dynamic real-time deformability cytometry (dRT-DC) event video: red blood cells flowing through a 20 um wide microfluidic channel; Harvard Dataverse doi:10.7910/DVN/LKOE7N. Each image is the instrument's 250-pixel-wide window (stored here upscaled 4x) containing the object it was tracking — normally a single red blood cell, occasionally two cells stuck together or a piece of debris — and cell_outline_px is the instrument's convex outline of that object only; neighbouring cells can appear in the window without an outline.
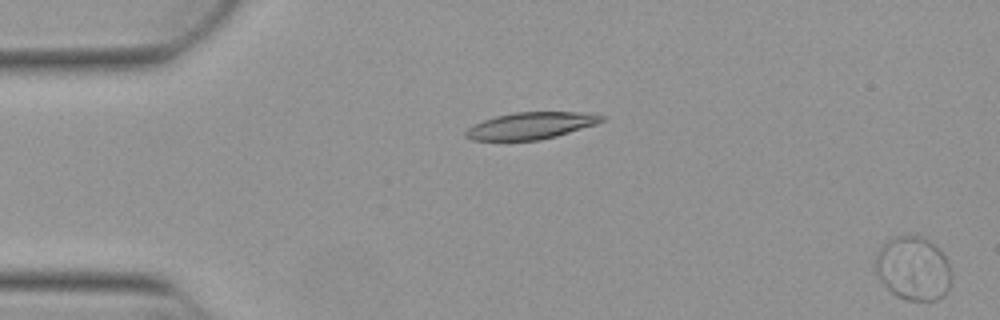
{"species": "Egyptian fruit bat (a non-hibernating species)", "species_latin": "Rousettus aegyptiacus", "temperature_condition": "warm", "stored_images_in_passage": 8, "camera_frame_rate_fps": 3000, "um_per_image_px": 0.085, "animal": {"sex": "female"}, "frame": {"image": 1, "passage_image": 1, "time_ms": 0.0, "image_size_px": [1000, 320], "cell_outline_px": [[952, 280], [944, 296], [936, 300], [904, 300], [896, 296], [880, 280], [876, 272], [876, 256], [880, 248], [888, 240], [896, 236], [916, 236], [928, 240], [944, 256], [952, 272]], "centroid_in_image_um": [77.63, 22.85], "position_along_channel_um": 7.4, "area_um2": 27.92}}